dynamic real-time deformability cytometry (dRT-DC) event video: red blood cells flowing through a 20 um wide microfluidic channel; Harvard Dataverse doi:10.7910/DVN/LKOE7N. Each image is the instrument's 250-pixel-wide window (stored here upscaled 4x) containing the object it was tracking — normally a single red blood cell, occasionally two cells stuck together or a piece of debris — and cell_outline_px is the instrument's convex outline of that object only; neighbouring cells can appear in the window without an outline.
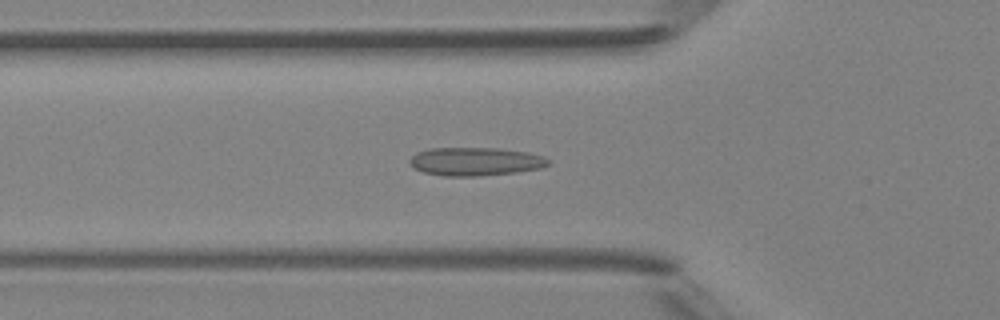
{"species": "Egyptian fruit bat (a non-hibernating species)", "species_latin": "Rousettus aegyptiacus", "temperature_condition": "room temperature", "stored_images_in_passage": 39, "camera_frame_rate_fps": 3000, "um_per_image_px": 0.085, "animal": {"sex": "female"}, "frame": {"image": 1, "passage_image": 7, "time_ms": 2.0, "image_size_px": [1000, 320], "cell_outline_px": [[552, 164], [540, 168], [516, 172], [480, 176], [444, 176], [424, 172], [416, 168], [408, 160], [416, 152], [428, 148], [500, 148], [528, 152], [544, 156], [552, 160]], "centroid_in_image_um": [40.46, 13.72], "position_along_channel_um": 85.3, "area_um2": 23.06}}
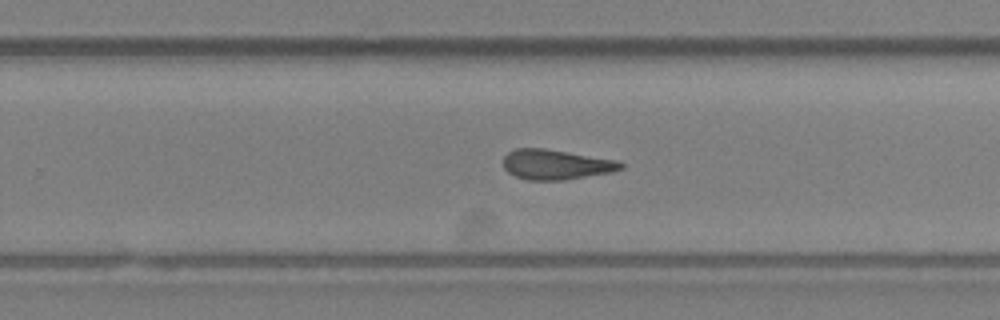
{"frame": {"image": 2, "passage_image": 21, "time_ms": 6.667, "image_size_px": [1000, 320], "cell_outline_px": [[624, 168], [608, 172], [564, 180], [528, 180], [516, 176], [508, 172], [504, 168], [504, 156], [508, 152], [516, 148], [544, 148], [620, 160], [624, 164]], "centroid_in_image_um": [47.26, 13.97], "position_along_channel_um": 282.5, "area_um2": 20.52}}
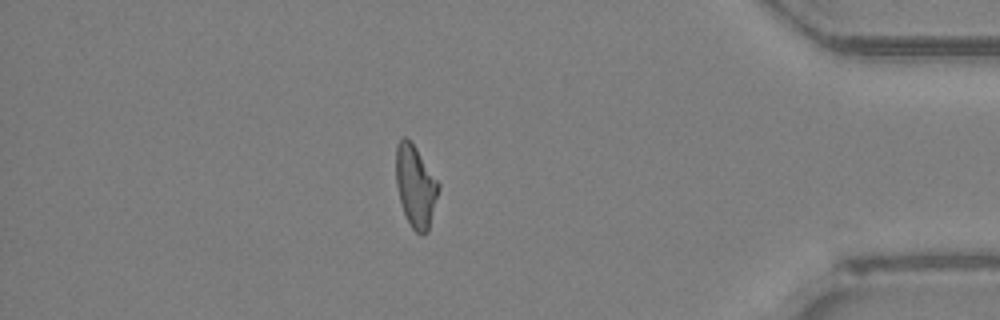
{"frame": {"image": 3, "passage_image": 32, "time_ms": 10.333, "image_size_px": [1000, 320], "cell_outline_px": [[440, 188], [428, 232], [420, 236], [412, 228], [404, 212], [400, 200], [396, 184], [396, 144], [404, 136], [416, 148], [440, 184]], "centroid_in_image_um": [35.33, 15.86], "position_along_channel_um": 399.9, "area_um2": 20.17}, "authors_computed_cell_mechanics": {"area_um2": 20.519, "velocity_mm_per_s": 4.2272, "shape_relaxation_time_tau1_ms": null, "shape_relaxation_time_tau2_ms": 3.0185, "deformation_change_tau1": null, "deformation_change_tau2": 0.1247}}